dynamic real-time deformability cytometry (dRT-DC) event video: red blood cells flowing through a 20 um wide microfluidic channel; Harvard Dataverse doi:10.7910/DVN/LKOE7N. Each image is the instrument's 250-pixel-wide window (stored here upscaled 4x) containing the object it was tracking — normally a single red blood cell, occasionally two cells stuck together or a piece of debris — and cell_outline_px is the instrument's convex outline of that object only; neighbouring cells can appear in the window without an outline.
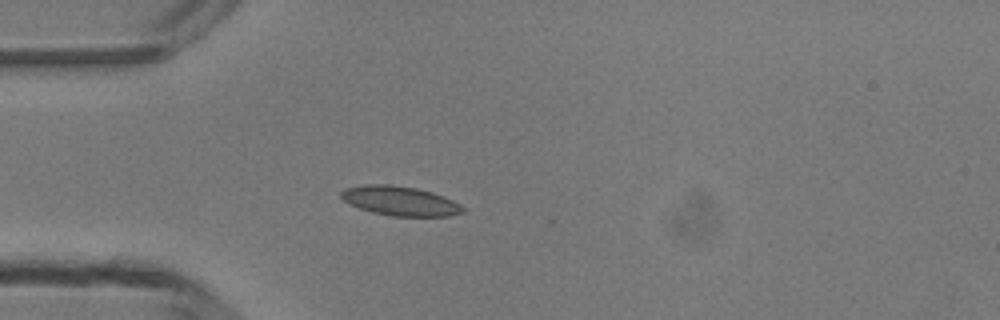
{"species": "common noctule bat (a hibernating species)", "species_latin": "Nyctalus noctula", "temperature_condition": "room temperature", "stored_images_in_passage": 36, "camera_frame_rate_fps": 3000, "um_per_image_px": 0.085, "animal": {"sex": "male", "body_mass_g": 13.3}, "frame": {"image": 1, "passage_image": 1, "time_ms": 0.0, "image_size_px": [1000, 320], "cell_outline_px": [[468, 208], [464, 212], [448, 216], [392, 216], [372, 212], [348, 204], [340, 196], [340, 192], [344, 188], [364, 184], [392, 184], [416, 188], [432, 192], [444, 196]], "centroid_in_image_um": [34.01, 17.07], "position_along_channel_um": 51.0, "area_um2": 21.1}}
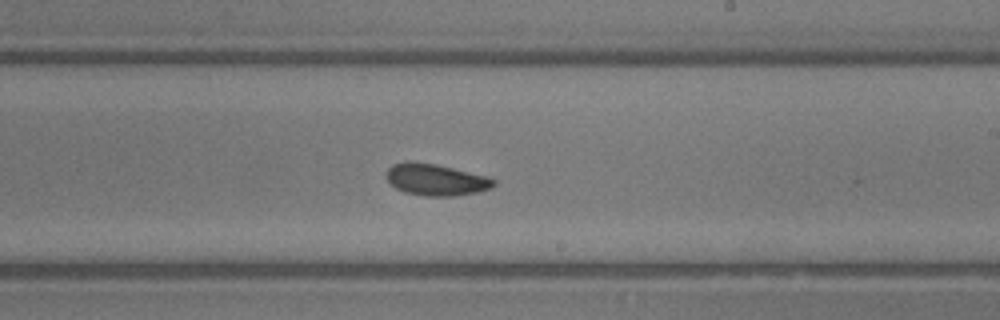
{"frame": {"image": 2, "passage_image": 16, "time_ms": 5.0, "image_size_px": [1000, 320], "cell_outline_px": [[496, 184], [492, 188], [476, 192], [452, 196], [424, 196], [404, 192], [396, 188], [384, 176], [384, 172], [392, 164], [408, 160], [436, 164], [488, 176], [496, 180]], "centroid_in_image_um": [37.02, 15.26], "position_along_channel_um": 252.0, "area_um2": 20.06}}
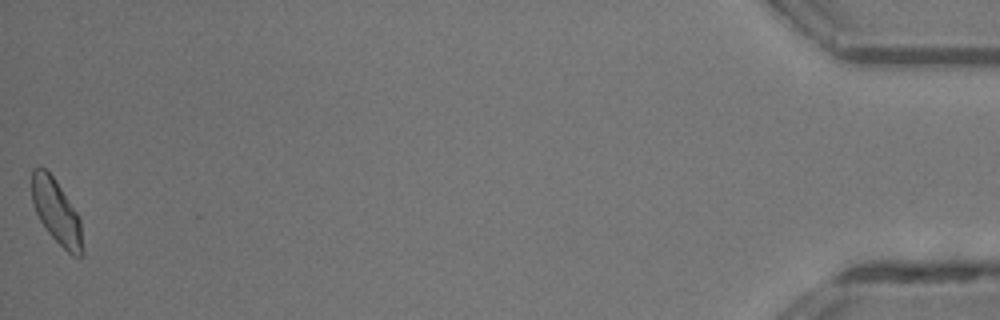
{"frame": {"image": 3, "passage_image": 36, "time_ms": 11.667, "image_size_px": [1000, 320], "cell_outline_px": [[84, 252], [80, 256], [72, 256], [48, 232], [40, 220], [36, 212], [32, 200], [32, 168], [44, 168], [52, 176], [76, 212], [80, 220], [84, 248]], "centroid_in_image_um": [4.81, 18.04], "position_along_channel_um": 430.4, "area_um2": 18.55}, "authors_computed_cell_mechanics": {"area_um2": 19.5075, "velocity_mm_per_s": 4.2126, "shape_relaxation_time_tau1_ms": 4.207, "shape_relaxation_time_tau2_ms": 2.5167, "deformation_change_tau1": 0.1022, "deformation_change_tau2": 0.0702}}